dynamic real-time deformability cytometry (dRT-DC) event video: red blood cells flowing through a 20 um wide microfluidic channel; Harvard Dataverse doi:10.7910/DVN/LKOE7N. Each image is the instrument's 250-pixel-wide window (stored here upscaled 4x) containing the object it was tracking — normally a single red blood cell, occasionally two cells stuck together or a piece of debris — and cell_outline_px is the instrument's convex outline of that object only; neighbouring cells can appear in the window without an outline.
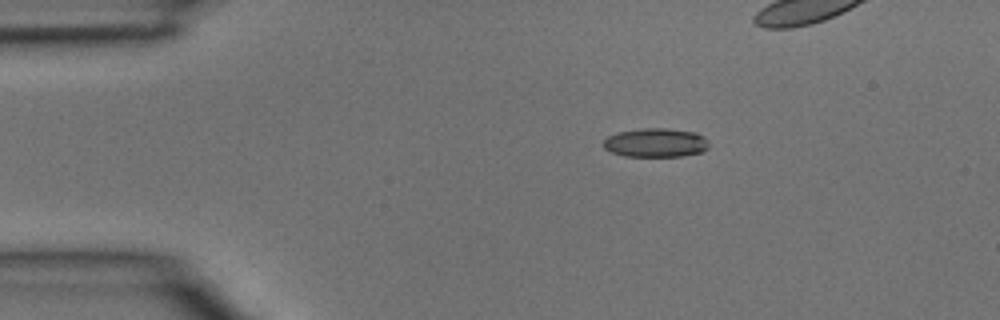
{"species": "common noctule bat (a hibernating species)", "species_latin": "Nyctalus noctula", "temperature_condition": "room temperature", "stored_images_in_passage": 3, "camera_frame_rate_fps": 3000, "um_per_image_px": 0.085, "animal": {"sex": "male", "body_mass_g": 15.6}, "frame": {"image": 1, "passage_image": 1, "time_ms": 0.0, "image_size_px": [1000, 320], "cell_outline_px": [[708, 148], [700, 152], [680, 156], [624, 156], [612, 152], [604, 148], [604, 140], [608, 136], [616, 132], [644, 128], [668, 128], [696, 132], [704, 136], [708, 140]], "centroid_in_image_um": [55.74, 12.12], "position_along_channel_um": 29.3, "area_um2": 17.8}}